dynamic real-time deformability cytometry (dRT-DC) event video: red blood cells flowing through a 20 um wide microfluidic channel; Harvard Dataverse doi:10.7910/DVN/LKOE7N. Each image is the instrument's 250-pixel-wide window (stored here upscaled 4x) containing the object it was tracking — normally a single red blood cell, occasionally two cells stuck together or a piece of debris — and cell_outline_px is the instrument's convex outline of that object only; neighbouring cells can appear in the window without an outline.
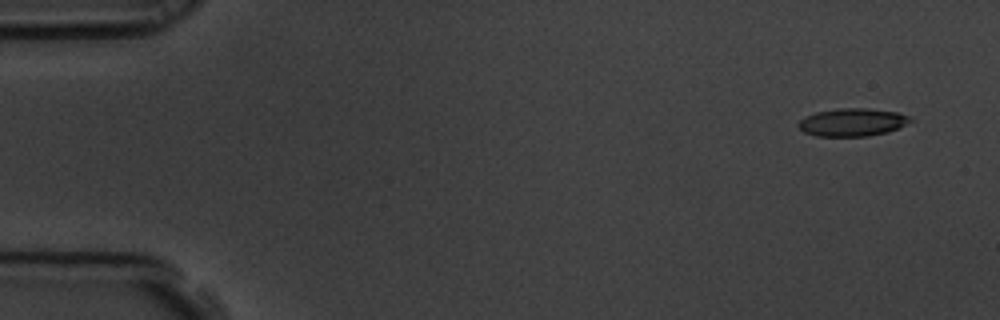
{"species": "common noctule bat (a hibernating species)", "species_latin": "Nyctalus noctula", "temperature_condition": "room temperature", "stored_images_in_passage": 5, "camera_frame_rate_fps": 3000, "um_per_image_px": 0.085, "animal": {"sex": "male", "body_mass_g": 19.5, "forearm_length_mm": 54.6}, "frame": {"image": 1, "passage_image": 1, "time_ms": 0.0, "image_size_px": [1000, 320], "cell_outline_px": [[912, 120], [888, 132], [868, 136], [816, 136], [804, 132], [796, 124], [800, 120], [816, 112], [836, 108], [868, 108], [896, 112], [908, 116]], "centroid_in_image_um": [72.41, 10.39], "position_along_channel_um": 12.6, "area_um2": 17.98}}
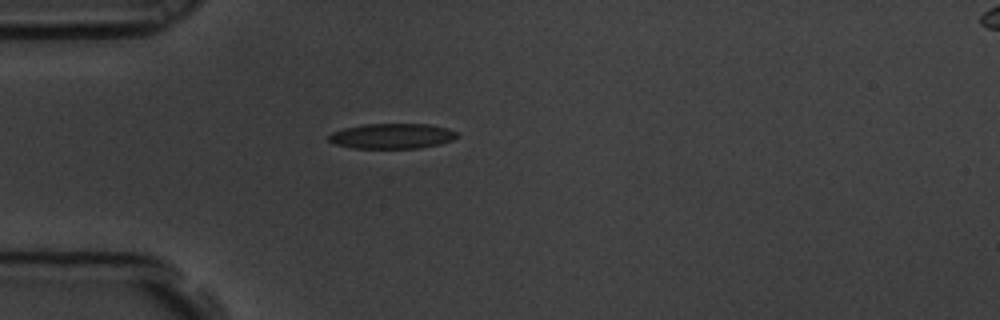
{"frame": {"image": 2, "passage_image": 5, "time_ms": 1.333, "image_size_px": [1000, 320], "cell_outline_px": [[460, 136], [452, 140], [440, 144], [420, 148], [352, 148], [332, 144], [328, 140], [328, 136], [332, 132], [344, 128], [364, 124], [428, 124], [448, 128], [456, 132]], "centroid_in_image_um": [33.31, 11.57], "position_along_channel_um": 51.7, "area_um2": 19.02}}